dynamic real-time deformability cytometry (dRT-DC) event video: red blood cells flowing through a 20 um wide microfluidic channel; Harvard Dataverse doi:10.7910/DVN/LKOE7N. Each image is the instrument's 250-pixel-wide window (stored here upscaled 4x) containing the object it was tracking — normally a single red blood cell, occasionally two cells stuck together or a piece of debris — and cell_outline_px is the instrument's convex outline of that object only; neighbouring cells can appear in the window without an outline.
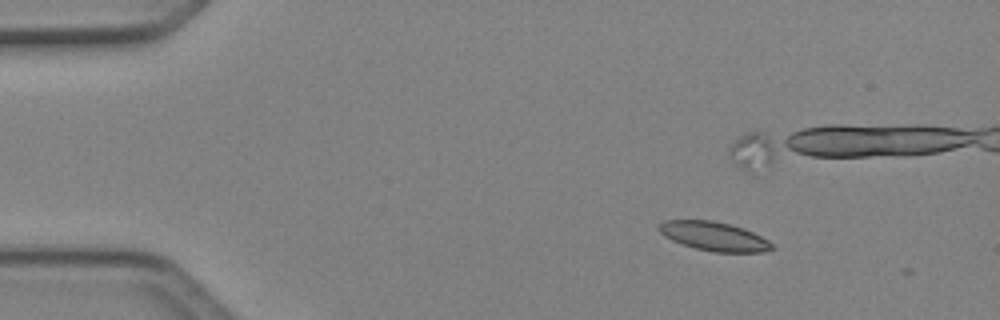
{"species": "Egyptian fruit bat (a non-hibernating species)", "species_latin": "Rousettus aegyptiacus", "temperature_condition": "cold", "stored_images_in_passage": 3, "camera_frame_rate_fps": 3000, "um_per_image_px": 0.085, "animal": {"sex": "female"}, "frame": {"image": 1, "passage_image": 1, "time_ms": 0.0, "image_size_px": [1000, 320], "cell_outline_px": [[776, 248], [764, 252], [716, 252], [696, 248], [672, 240], [664, 236], [656, 228], [656, 224], [664, 220], [712, 220], [744, 228], [768, 240]], "centroid_in_image_um": [60.67, 20.07], "position_along_channel_um": 24.3, "area_um2": 19.07}}